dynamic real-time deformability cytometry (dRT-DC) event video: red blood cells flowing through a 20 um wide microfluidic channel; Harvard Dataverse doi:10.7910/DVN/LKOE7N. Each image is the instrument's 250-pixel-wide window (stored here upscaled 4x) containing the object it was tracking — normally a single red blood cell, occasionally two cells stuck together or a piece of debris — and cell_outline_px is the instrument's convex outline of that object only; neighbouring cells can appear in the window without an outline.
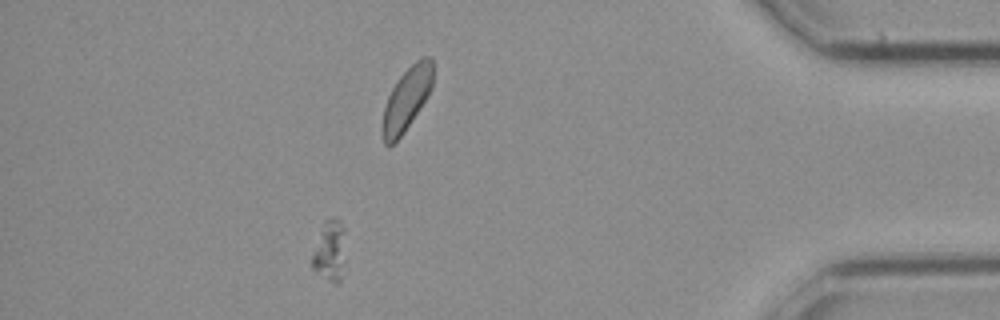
{"species": "common noctule bat (a hibernating species)", "species_latin": "Nyctalus noctula", "temperature_condition": "cold", "stored_images_in_passage": 24, "camera_frame_rate_fps": 3000, "um_per_image_px": 0.085, "animal": {"sex": "female", "body_mass_g": 21.9}, "frame": {"image": 1, "passage_image": 21, "time_ms": 6.667, "image_size_px": [1000, 320], "cell_outline_px": [[344, 264], [340, 280], [336, 284], [332, 284], [316, 272], [312, 268], [312, 256], [324, 220], [336, 216], [340, 220], [344, 228]], "centroid_in_image_um": [28.04, 21.33], "position_along_channel_um": 407.2, "area_um2": 11.85}}